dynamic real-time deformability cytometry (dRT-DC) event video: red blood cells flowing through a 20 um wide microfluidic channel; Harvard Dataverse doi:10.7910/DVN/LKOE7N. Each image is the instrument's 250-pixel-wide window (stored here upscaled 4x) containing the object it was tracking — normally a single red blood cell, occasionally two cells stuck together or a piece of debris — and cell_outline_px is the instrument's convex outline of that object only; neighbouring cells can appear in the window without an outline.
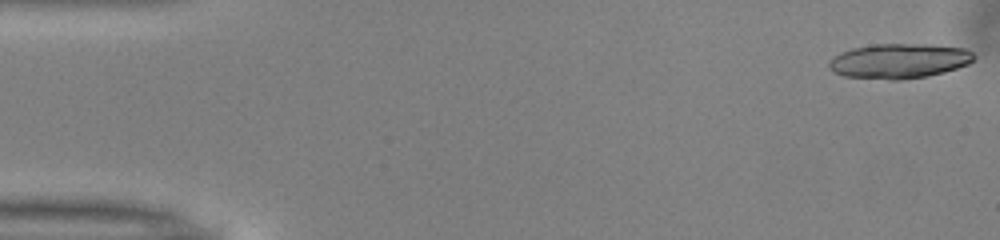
{"species": "common noctule bat (a hibernating species)", "species_latin": "Nyctalus noctula", "temperature_condition": "warm", "stored_images_in_passage": 51, "camera_frame_rate_fps": 3000, "um_per_image_px": 0.085, "animal": {"sex": "male", "body_mass_g": 13.0, "forearm_length_mm": 53.1}, "frame": {"image": 1, "passage_image": 1, "time_ms": 0.0, "image_size_px": [1000, 240], "cell_outline_px": [[976, 56], [968, 64], [944, 72], [928, 76], [900, 80], [888, 80], [844, 76], [832, 72], [828, 68], [828, 60], [840, 52], [852, 48], [876, 44], [928, 44], [964, 48], [972, 52]], "centroid_in_image_um": [76.38, 5.19], "position_along_channel_um": 8.6, "area_um2": 29.65}}
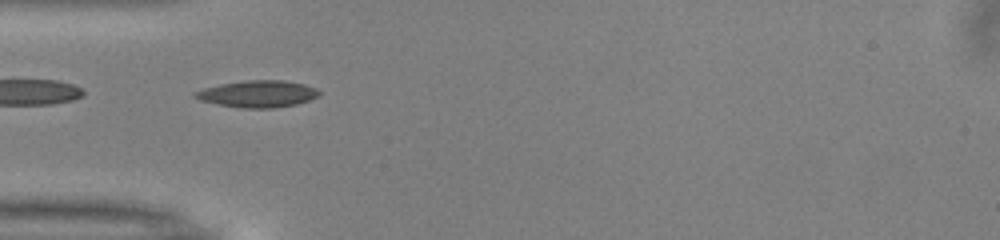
{"frame": {"image": 2, "passage_image": 16, "time_ms": 5.0, "image_size_px": [1000, 240], "cell_outline_px": [[320, 96], [296, 104], [276, 108], [240, 108], [200, 100], [192, 96], [192, 92], [204, 88], [220, 84], [248, 80], [284, 80], [304, 84], [316, 88], [320, 92]], "centroid_in_image_um": [21.91, 7.98], "position_along_channel_um": 63.1, "area_um2": 19.42}}
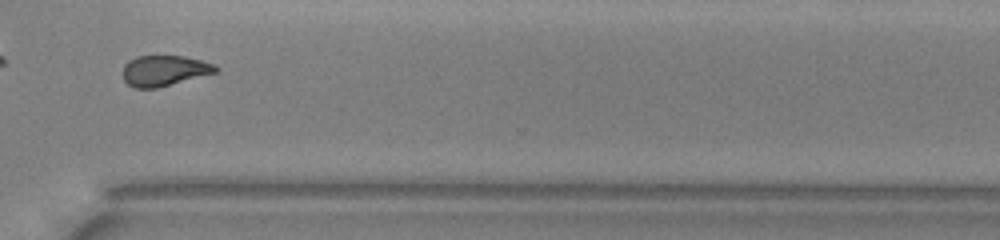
{"frame": {"image": 3, "passage_image": 38, "time_ms": 12.333, "image_size_px": [1000, 240], "cell_outline_px": [[220, 68], [216, 72], [156, 88], [136, 88], [128, 84], [124, 80], [124, 64], [128, 60], [136, 56], [184, 56], [216, 64]], "centroid_in_image_um": [13.97, 5.99], "position_along_channel_um": 356.6, "area_um2": 16.42}, "authors_computed_cell_mechanics": {"area_um2": 17.4556, "velocity_mm_per_s": 4.0107, "shape_relaxation_time_tau1_ms": 6.8826, "shape_relaxation_time_tau2_ms": 4.8633, "deformation_change_tau1": 0.1913, "deformation_change_tau2": 0.1319}}